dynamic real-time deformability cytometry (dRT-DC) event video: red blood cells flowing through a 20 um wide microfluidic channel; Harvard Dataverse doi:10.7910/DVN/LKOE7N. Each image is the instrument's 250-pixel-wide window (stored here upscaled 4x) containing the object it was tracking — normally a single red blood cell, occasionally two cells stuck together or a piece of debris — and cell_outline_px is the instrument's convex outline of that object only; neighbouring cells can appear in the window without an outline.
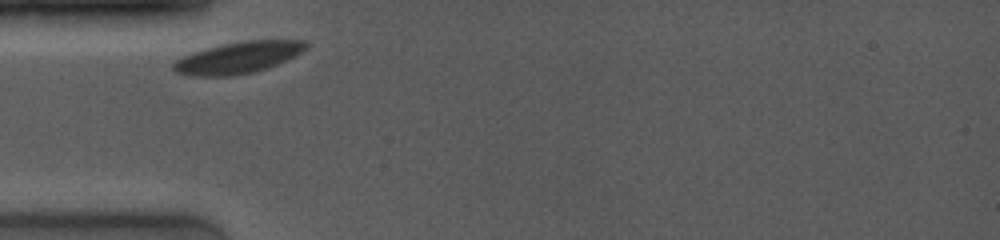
{"species": "common noctule bat (a hibernating species)", "species_latin": "Nyctalus noctula", "temperature_condition": "room temperature", "stored_images_in_passage": 14, "camera_frame_rate_fps": 4000, "um_per_image_px": 0.085, "animal": {"sex": "female", "body_mass_g": 19.0, "forearm_length_mm": 53.3}, "frame": {"image": 1, "passage_image": 1, "time_ms": 0.0, "image_size_px": [1000, 240], "cell_outline_px": [[308, 44], [300, 52], [276, 64], [252, 72], [228, 76], [196, 76], [176, 72], [172, 68], [172, 64], [176, 60], [192, 52], [224, 44], [248, 40], [304, 40]], "centroid_in_image_um": [20.19, 4.89], "position_along_channel_um": 64.8, "area_um2": 23.7}}